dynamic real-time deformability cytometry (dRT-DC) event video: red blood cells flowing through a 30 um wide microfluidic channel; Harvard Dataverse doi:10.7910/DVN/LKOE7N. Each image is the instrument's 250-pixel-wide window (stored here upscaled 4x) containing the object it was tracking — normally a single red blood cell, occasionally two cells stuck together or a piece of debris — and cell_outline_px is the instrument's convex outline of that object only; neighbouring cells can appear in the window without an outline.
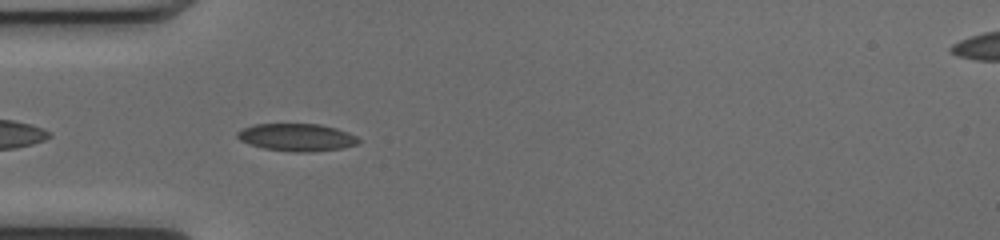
{"species": "common noctule bat (a hibernating species)", "species_latin": "Nyctalus noctula", "temperature_condition": "cold", "stored_images_in_passage": 34, "camera_frame_rate_fps": 3000, "um_per_image_px": 0.085, "animal": {"sex": "female", "body_mass_g": 17.0, "forearm_length_mm": 48.0}, "frame": {"image": 1, "passage_image": 3, "time_ms": 0.667, "image_size_px": [1000, 240], "cell_outline_px": [[360, 144], [344, 148], [312, 152], [296, 152], [264, 148], [240, 140], [236, 136], [236, 132], [244, 128], [256, 124], [320, 124], [336, 128], [348, 132], [356, 136], [360, 140]], "centroid_in_image_um": [25.29, 11.67], "position_along_channel_um": 59.7, "area_um2": 19.42}}
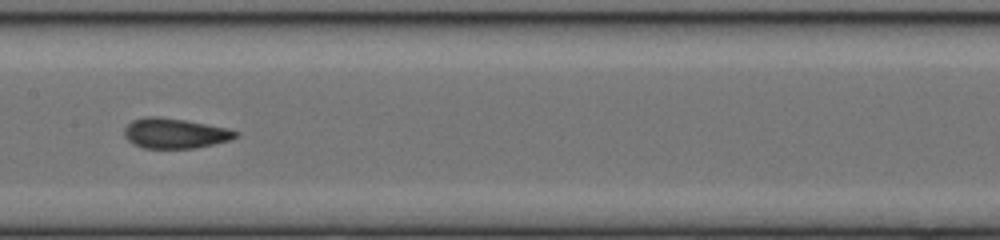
{"frame": {"image": 2, "passage_image": 13, "time_ms": 4.0, "image_size_px": [1000, 240], "cell_outline_px": [[240, 136], [228, 140], [196, 148], [144, 148], [132, 144], [124, 136], [124, 128], [132, 120], [144, 116], [160, 116], [184, 120], [228, 128], [240, 132]], "centroid_in_image_um": [14.85, 11.32], "position_along_channel_um": 192.6, "area_um2": 19.65}}
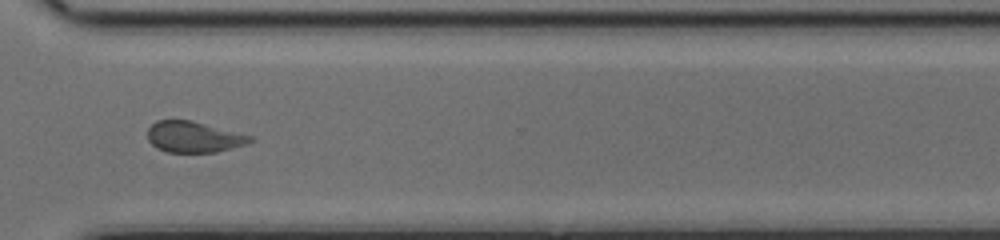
{"frame": {"image": 3, "passage_image": 25, "time_ms": 8.0, "image_size_px": [1000, 240], "cell_outline_px": [[252, 140], [244, 144], [216, 152], [168, 152], [156, 148], [148, 140], [148, 128], [156, 120], [192, 120], [252, 136]], "centroid_in_image_um": [16.42, 11.63], "position_along_channel_um": 354.2, "area_um2": 18.32}, "authors_computed_cell_mechanics": {"area_um2": 19.2474, "velocity_mm_per_s": 4.0519, "shape_relaxation_time_tau1_ms": 7.9335, "shape_relaxation_time_tau2_ms": 1.4163, "deformation_change_tau1": 0.1477, "deformation_change_tau2": 0.0493}}